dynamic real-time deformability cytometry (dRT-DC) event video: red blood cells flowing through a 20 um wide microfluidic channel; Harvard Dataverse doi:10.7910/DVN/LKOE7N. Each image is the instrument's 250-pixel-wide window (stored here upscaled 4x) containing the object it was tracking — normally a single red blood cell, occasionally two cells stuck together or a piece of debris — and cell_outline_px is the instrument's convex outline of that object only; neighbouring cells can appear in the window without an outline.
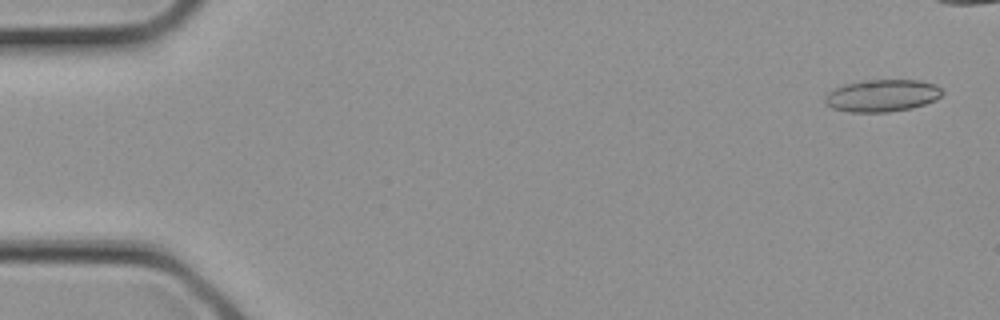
{"species": "common noctule bat (a hibernating species)", "species_latin": "Nyctalus noctula", "temperature_condition": "cold", "stored_images_in_passage": 6, "camera_frame_rate_fps": 3000, "um_per_image_px": 0.085, "animal": {"sex": "female", "body_mass_g": 21.9}, "frame": {"image": 1, "passage_image": 1, "time_ms": 0.0, "image_size_px": [1000, 320], "cell_outline_px": [[944, 92], [936, 100], [912, 108], [888, 112], [852, 112], [832, 108], [824, 100], [824, 96], [828, 92], [844, 84], [860, 80], [920, 80], [936, 84]], "centroid_in_image_um": [74.99, 8.12], "position_along_channel_um": 10.0, "area_um2": 22.08}}